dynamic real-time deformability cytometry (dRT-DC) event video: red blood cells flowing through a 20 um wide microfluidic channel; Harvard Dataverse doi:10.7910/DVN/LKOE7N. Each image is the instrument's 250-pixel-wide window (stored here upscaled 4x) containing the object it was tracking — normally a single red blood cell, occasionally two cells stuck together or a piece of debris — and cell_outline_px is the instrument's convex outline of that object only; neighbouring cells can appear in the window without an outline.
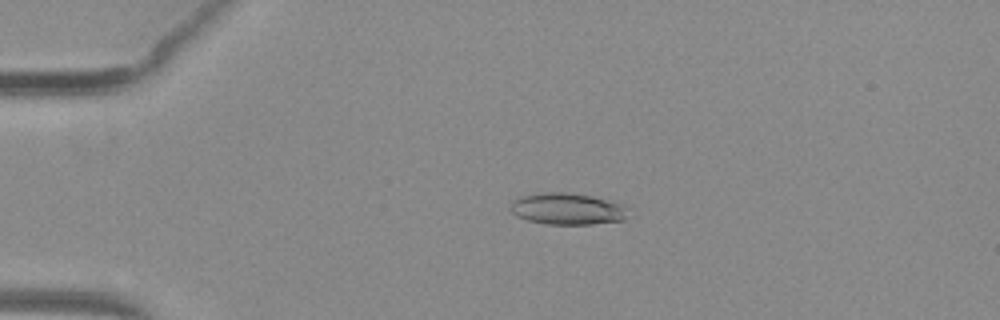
{"species": "common noctule bat (a hibernating species)", "species_latin": "Nyctalus noctula", "temperature_condition": "warm", "stored_images_in_passage": 42, "camera_frame_rate_fps": 3000, "um_per_image_px": 0.085, "animal": {"sex": "female", "body_mass_g": 29.2, "forearm_length_mm": 56.3}, "frame": {"image": 1, "passage_image": 2, "time_ms": 0.333, "image_size_px": [1000, 320], "cell_outline_px": [[628, 208], [624, 220], [592, 224], [548, 224], [528, 220], [516, 216], [512, 212], [512, 200], [524, 196], [544, 192], [568, 192], [592, 196], [608, 200], [620, 204]], "centroid_in_image_um": [48.23, 17.75], "position_along_channel_um": 36.8, "area_um2": 21.44}}
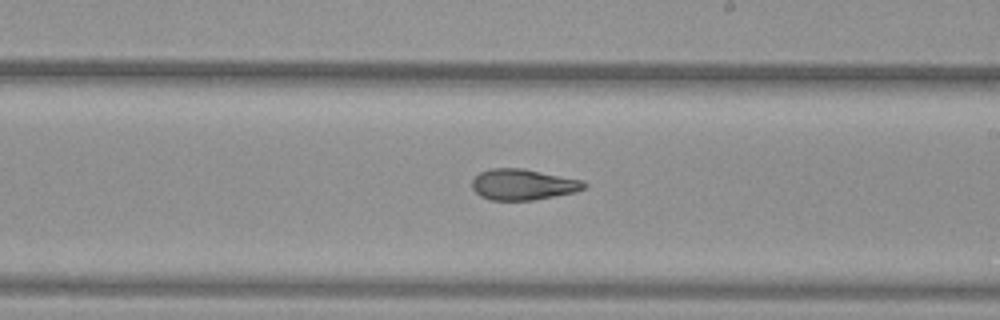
{"frame": {"image": 2, "passage_image": 21, "time_ms": 6.667, "image_size_px": [1000, 320], "cell_outline_px": [[588, 184], [584, 188], [576, 192], [532, 200], [488, 200], [480, 196], [472, 188], [472, 180], [480, 172], [492, 168], [524, 168], [584, 180]], "centroid_in_image_um": [44.47, 15.68], "position_along_channel_um": 244.5, "area_um2": 20.35}}
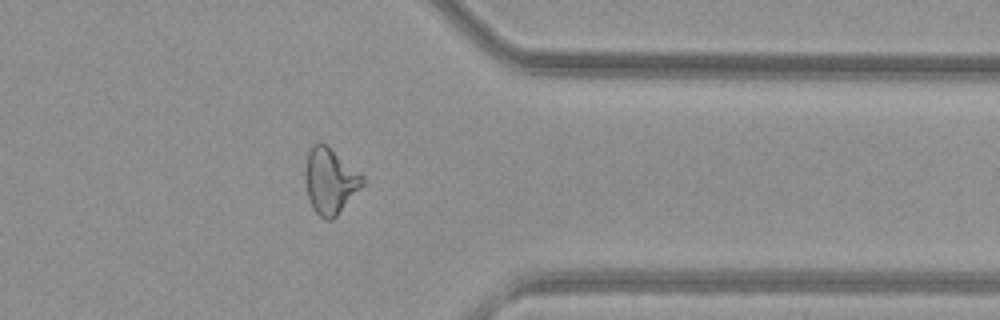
{"frame": {"image": 3, "passage_image": 32, "time_ms": 10.333, "image_size_px": [1000, 320], "cell_outline_px": [[364, 184], [336, 216], [332, 220], [324, 220], [312, 208], [308, 196], [304, 180], [304, 172], [308, 152], [316, 144], [324, 144], [364, 176]], "centroid_in_image_um": [28.04, 15.43], "position_along_channel_um": 383.4, "area_um2": 21.5}, "authors_computed_cell_mechanics": {"area_um2": 20.9236, "velocity_mm_per_s": 4.0211, "shape_relaxation_time_tau1_ms": null, "shape_relaxation_time_tau2_ms": 2.0874, "deformation_change_tau1": null, "deformation_change_tau2": 0.099}}